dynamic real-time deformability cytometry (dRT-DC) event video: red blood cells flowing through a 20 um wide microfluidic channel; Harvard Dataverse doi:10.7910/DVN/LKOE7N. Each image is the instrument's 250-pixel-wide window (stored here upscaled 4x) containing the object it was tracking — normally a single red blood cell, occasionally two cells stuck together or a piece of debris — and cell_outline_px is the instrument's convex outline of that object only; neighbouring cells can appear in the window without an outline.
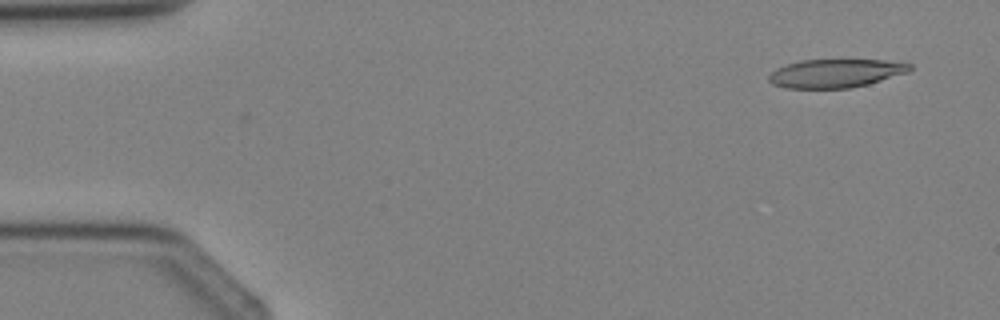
{"species": "Egyptian fruit bat (a non-hibernating species)", "species_latin": "Rousettus aegyptiacus", "temperature_condition": "cold", "stored_images_in_passage": 2, "camera_frame_rate_fps": 3000, "um_per_image_px": 0.085, "animal": {"sex": "female"}, "frame": {"image": 1, "passage_image": 2, "time_ms": 1.333, "image_size_px": [1000, 320], "cell_outline_px": [[912, 68], [908, 72], [868, 84], [848, 88], [784, 88], [772, 84], [768, 80], [768, 76], [776, 68], [800, 60], [884, 60], [912, 64]], "centroid_in_image_um": [71.0, 6.23], "position_along_channel_um": 14.0, "area_um2": 23.29}}